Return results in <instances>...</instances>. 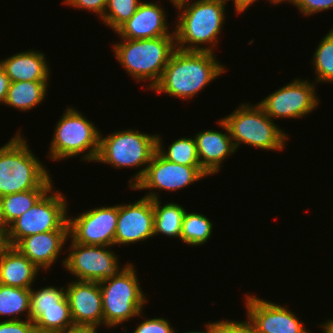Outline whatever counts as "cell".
Returning <instances> with one entry per match:
<instances>
[{"instance_id":"cell-1","label":"cell","mask_w":333,"mask_h":333,"mask_svg":"<svg viewBox=\"0 0 333 333\" xmlns=\"http://www.w3.org/2000/svg\"><path fill=\"white\" fill-rule=\"evenodd\" d=\"M213 53L176 49L164 68L160 81L152 90L183 100L192 99L195 94L226 71Z\"/></svg>"},{"instance_id":"cell-2","label":"cell","mask_w":333,"mask_h":333,"mask_svg":"<svg viewBox=\"0 0 333 333\" xmlns=\"http://www.w3.org/2000/svg\"><path fill=\"white\" fill-rule=\"evenodd\" d=\"M226 3L222 0H196L189 4V0H183L175 4L179 10L174 30L176 49L214 52L212 48L219 41L225 20ZM200 44L209 46L200 47Z\"/></svg>"},{"instance_id":"cell-3","label":"cell","mask_w":333,"mask_h":333,"mask_svg":"<svg viewBox=\"0 0 333 333\" xmlns=\"http://www.w3.org/2000/svg\"><path fill=\"white\" fill-rule=\"evenodd\" d=\"M0 147V197L53 188L49 170L32 153L21 133Z\"/></svg>"},{"instance_id":"cell-4","label":"cell","mask_w":333,"mask_h":333,"mask_svg":"<svg viewBox=\"0 0 333 333\" xmlns=\"http://www.w3.org/2000/svg\"><path fill=\"white\" fill-rule=\"evenodd\" d=\"M121 40L113 46L115 58L136 81L150 80L147 87L152 90L176 50L175 37Z\"/></svg>"},{"instance_id":"cell-5","label":"cell","mask_w":333,"mask_h":333,"mask_svg":"<svg viewBox=\"0 0 333 333\" xmlns=\"http://www.w3.org/2000/svg\"><path fill=\"white\" fill-rule=\"evenodd\" d=\"M156 151L157 134L149 135L134 129L119 130L104 138L100 135L95 162L106 163L116 168L143 166L129 181V187L133 188L144 177Z\"/></svg>"},{"instance_id":"cell-6","label":"cell","mask_w":333,"mask_h":333,"mask_svg":"<svg viewBox=\"0 0 333 333\" xmlns=\"http://www.w3.org/2000/svg\"><path fill=\"white\" fill-rule=\"evenodd\" d=\"M229 129L237 150L245 143L263 150L281 151L288 139L278 125L258 105L241 104L233 113L222 118Z\"/></svg>"},{"instance_id":"cell-7","label":"cell","mask_w":333,"mask_h":333,"mask_svg":"<svg viewBox=\"0 0 333 333\" xmlns=\"http://www.w3.org/2000/svg\"><path fill=\"white\" fill-rule=\"evenodd\" d=\"M136 274L135 266L128 262L117 276L99 282L104 326L115 327L140 316L148 300L139 286Z\"/></svg>"},{"instance_id":"cell-8","label":"cell","mask_w":333,"mask_h":333,"mask_svg":"<svg viewBox=\"0 0 333 333\" xmlns=\"http://www.w3.org/2000/svg\"><path fill=\"white\" fill-rule=\"evenodd\" d=\"M67 110L57 122L53 139L50 143L51 160H64L84 154L82 160H96L101 132L83 114L73 108ZM85 152H87L85 154Z\"/></svg>"},{"instance_id":"cell-9","label":"cell","mask_w":333,"mask_h":333,"mask_svg":"<svg viewBox=\"0 0 333 333\" xmlns=\"http://www.w3.org/2000/svg\"><path fill=\"white\" fill-rule=\"evenodd\" d=\"M66 202L64 194L50 188L28 211L9 226L12 247L22 238L30 235L54 230H69Z\"/></svg>"},{"instance_id":"cell-10","label":"cell","mask_w":333,"mask_h":333,"mask_svg":"<svg viewBox=\"0 0 333 333\" xmlns=\"http://www.w3.org/2000/svg\"><path fill=\"white\" fill-rule=\"evenodd\" d=\"M71 242L70 253L62 260V264L78 281L100 282L117 276L126 267L120 270L118 257L108 249L109 246Z\"/></svg>"},{"instance_id":"cell-11","label":"cell","mask_w":333,"mask_h":333,"mask_svg":"<svg viewBox=\"0 0 333 333\" xmlns=\"http://www.w3.org/2000/svg\"><path fill=\"white\" fill-rule=\"evenodd\" d=\"M207 176L209 174L201 166L177 164L165 159L156 151L144 177L132 189H148L150 192L144 197L155 200L159 199L158 193L151 192V189L177 191Z\"/></svg>"},{"instance_id":"cell-12","label":"cell","mask_w":333,"mask_h":333,"mask_svg":"<svg viewBox=\"0 0 333 333\" xmlns=\"http://www.w3.org/2000/svg\"><path fill=\"white\" fill-rule=\"evenodd\" d=\"M314 84L295 79L257 103L271 118H302L310 114L319 102Z\"/></svg>"},{"instance_id":"cell-13","label":"cell","mask_w":333,"mask_h":333,"mask_svg":"<svg viewBox=\"0 0 333 333\" xmlns=\"http://www.w3.org/2000/svg\"><path fill=\"white\" fill-rule=\"evenodd\" d=\"M118 205L91 209L76 218L68 216L69 238L82 245L113 246Z\"/></svg>"},{"instance_id":"cell-14","label":"cell","mask_w":333,"mask_h":333,"mask_svg":"<svg viewBox=\"0 0 333 333\" xmlns=\"http://www.w3.org/2000/svg\"><path fill=\"white\" fill-rule=\"evenodd\" d=\"M246 316L256 333H310L285 306L246 294ZM305 327V328H304Z\"/></svg>"},{"instance_id":"cell-15","label":"cell","mask_w":333,"mask_h":333,"mask_svg":"<svg viewBox=\"0 0 333 333\" xmlns=\"http://www.w3.org/2000/svg\"><path fill=\"white\" fill-rule=\"evenodd\" d=\"M154 236L153 200L143 197L133 204L118 205L115 244L143 242Z\"/></svg>"},{"instance_id":"cell-16","label":"cell","mask_w":333,"mask_h":333,"mask_svg":"<svg viewBox=\"0 0 333 333\" xmlns=\"http://www.w3.org/2000/svg\"><path fill=\"white\" fill-rule=\"evenodd\" d=\"M65 294L74 324L104 325L103 303L99 282L71 281Z\"/></svg>"},{"instance_id":"cell-17","label":"cell","mask_w":333,"mask_h":333,"mask_svg":"<svg viewBox=\"0 0 333 333\" xmlns=\"http://www.w3.org/2000/svg\"><path fill=\"white\" fill-rule=\"evenodd\" d=\"M165 11L162 6L152 2H141L135 14L115 32L122 39H149L156 37H175L169 33Z\"/></svg>"},{"instance_id":"cell-18","label":"cell","mask_w":333,"mask_h":333,"mask_svg":"<svg viewBox=\"0 0 333 333\" xmlns=\"http://www.w3.org/2000/svg\"><path fill=\"white\" fill-rule=\"evenodd\" d=\"M69 230H54L22 238L14 247L40 270H47L58 259L68 240Z\"/></svg>"},{"instance_id":"cell-19","label":"cell","mask_w":333,"mask_h":333,"mask_svg":"<svg viewBox=\"0 0 333 333\" xmlns=\"http://www.w3.org/2000/svg\"><path fill=\"white\" fill-rule=\"evenodd\" d=\"M218 123L227 133L204 130L194 136L200 165L209 175L217 173L221 163L236 151L227 125L222 119Z\"/></svg>"},{"instance_id":"cell-20","label":"cell","mask_w":333,"mask_h":333,"mask_svg":"<svg viewBox=\"0 0 333 333\" xmlns=\"http://www.w3.org/2000/svg\"><path fill=\"white\" fill-rule=\"evenodd\" d=\"M44 53L30 51L16 53L0 64L11 82L18 81H49V66Z\"/></svg>"},{"instance_id":"cell-21","label":"cell","mask_w":333,"mask_h":333,"mask_svg":"<svg viewBox=\"0 0 333 333\" xmlns=\"http://www.w3.org/2000/svg\"><path fill=\"white\" fill-rule=\"evenodd\" d=\"M39 268L15 247L0 257V284L31 289Z\"/></svg>"},{"instance_id":"cell-22","label":"cell","mask_w":333,"mask_h":333,"mask_svg":"<svg viewBox=\"0 0 333 333\" xmlns=\"http://www.w3.org/2000/svg\"><path fill=\"white\" fill-rule=\"evenodd\" d=\"M48 81H18L11 82L5 105L28 111L36 108L38 104L44 101L47 93Z\"/></svg>"},{"instance_id":"cell-23","label":"cell","mask_w":333,"mask_h":333,"mask_svg":"<svg viewBox=\"0 0 333 333\" xmlns=\"http://www.w3.org/2000/svg\"><path fill=\"white\" fill-rule=\"evenodd\" d=\"M29 319L37 333H59L74 324L66 296L60 301V308L30 309Z\"/></svg>"},{"instance_id":"cell-24","label":"cell","mask_w":333,"mask_h":333,"mask_svg":"<svg viewBox=\"0 0 333 333\" xmlns=\"http://www.w3.org/2000/svg\"><path fill=\"white\" fill-rule=\"evenodd\" d=\"M160 202L159 199L153 200L154 236L160 233L180 239L185 208L177 203H167L161 206Z\"/></svg>"},{"instance_id":"cell-25","label":"cell","mask_w":333,"mask_h":333,"mask_svg":"<svg viewBox=\"0 0 333 333\" xmlns=\"http://www.w3.org/2000/svg\"><path fill=\"white\" fill-rule=\"evenodd\" d=\"M50 189H32L1 197L3 215L9 227Z\"/></svg>"},{"instance_id":"cell-26","label":"cell","mask_w":333,"mask_h":333,"mask_svg":"<svg viewBox=\"0 0 333 333\" xmlns=\"http://www.w3.org/2000/svg\"><path fill=\"white\" fill-rule=\"evenodd\" d=\"M30 315V289L0 284V316H12L8 320H19V314ZM15 315V316H14Z\"/></svg>"},{"instance_id":"cell-27","label":"cell","mask_w":333,"mask_h":333,"mask_svg":"<svg viewBox=\"0 0 333 333\" xmlns=\"http://www.w3.org/2000/svg\"><path fill=\"white\" fill-rule=\"evenodd\" d=\"M212 222L201 213L187 211L184 214L180 240L187 245L199 246L209 240Z\"/></svg>"},{"instance_id":"cell-28","label":"cell","mask_w":333,"mask_h":333,"mask_svg":"<svg viewBox=\"0 0 333 333\" xmlns=\"http://www.w3.org/2000/svg\"><path fill=\"white\" fill-rule=\"evenodd\" d=\"M162 140L157 135V151L167 160L185 165V166H201L199 162L197 145L194 139L182 137L173 141L168 151L163 150Z\"/></svg>"},{"instance_id":"cell-29","label":"cell","mask_w":333,"mask_h":333,"mask_svg":"<svg viewBox=\"0 0 333 333\" xmlns=\"http://www.w3.org/2000/svg\"><path fill=\"white\" fill-rule=\"evenodd\" d=\"M315 82H333V28L320 41L317 50L313 54Z\"/></svg>"},{"instance_id":"cell-30","label":"cell","mask_w":333,"mask_h":333,"mask_svg":"<svg viewBox=\"0 0 333 333\" xmlns=\"http://www.w3.org/2000/svg\"><path fill=\"white\" fill-rule=\"evenodd\" d=\"M140 3L139 0H107L103 23L115 32L135 14Z\"/></svg>"},{"instance_id":"cell-31","label":"cell","mask_w":333,"mask_h":333,"mask_svg":"<svg viewBox=\"0 0 333 333\" xmlns=\"http://www.w3.org/2000/svg\"><path fill=\"white\" fill-rule=\"evenodd\" d=\"M66 296L63 287H43L39 290L30 289V309L60 308V301Z\"/></svg>"},{"instance_id":"cell-32","label":"cell","mask_w":333,"mask_h":333,"mask_svg":"<svg viewBox=\"0 0 333 333\" xmlns=\"http://www.w3.org/2000/svg\"><path fill=\"white\" fill-rule=\"evenodd\" d=\"M174 329L165 318H151L144 320L133 333H173Z\"/></svg>"},{"instance_id":"cell-33","label":"cell","mask_w":333,"mask_h":333,"mask_svg":"<svg viewBox=\"0 0 333 333\" xmlns=\"http://www.w3.org/2000/svg\"><path fill=\"white\" fill-rule=\"evenodd\" d=\"M294 6L300 10L301 14L310 16L333 8V0H296Z\"/></svg>"},{"instance_id":"cell-34","label":"cell","mask_w":333,"mask_h":333,"mask_svg":"<svg viewBox=\"0 0 333 333\" xmlns=\"http://www.w3.org/2000/svg\"><path fill=\"white\" fill-rule=\"evenodd\" d=\"M0 333H37L33 322L26 320H4L0 321Z\"/></svg>"},{"instance_id":"cell-35","label":"cell","mask_w":333,"mask_h":333,"mask_svg":"<svg viewBox=\"0 0 333 333\" xmlns=\"http://www.w3.org/2000/svg\"><path fill=\"white\" fill-rule=\"evenodd\" d=\"M64 4L70 5L71 7H75L82 9H85L86 11H92L93 13H96L99 15V17L102 19L106 5L107 0H64Z\"/></svg>"},{"instance_id":"cell-36","label":"cell","mask_w":333,"mask_h":333,"mask_svg":"<svg viewBox=\"0 0 333 333\" xmlns=\"http://www.w3.org/2000/svg\"><path fill=\"white\" fill-rule=\"evenodd\" d=\"M218 333H256L249 320L242 321H218Z\"/></svg>"},{"instance_id":"cell-37","label":"cell","mask_w":333,"mask_h":333,"mask_svg":"<svg viewBox=\"0 0 333 333\" xmlns=\"http://www.w3.org/2000/svg\"><path fill=\"white\" fill-rule=\"evenodd\" d=\"M10 83L11 81L6 74L5 69L0 64V102L2 104L6 101Z\"/></svg>"},{"instance_id":"cell-38","label":"cell","mask_w":333,"mask_h":333,"mask_svg":"<svg viewBox=\"0 0 333 333\" xmlns=\"http://www.w3.org/2000/svg\"><path fill=\"white\" fill-rule=\"evenodd\" d=\"M97 328L93 325L73 324L59 333H97Z\"/></svg>"},{"instance_id":"cell-39","label":"cell","mask_w":333,"mask_h":333,"mask_svg":"<svg viewBox=\"0 0 333 333\" xmlns=\"http://www.w3.org/2000/svg\"><path fill=\"white\" fill-rule=\"evenodd\" d=\"M12 247L9 239V227H0V257Z\"/></svg>"},{"instance_id":"cell-40","label":"cell","mask_w":333,"mask_h":333,"mask_svg":"<svg viewBox=\"0 0 333 333\" xmlns=\"http://www.w3.org/2000/svg\"><path fill=\"white\" fill-rule=\"evenodd\" d=\"M234 2V9L235 12L241 13L245 11L252 3L256 2L257 0H232Z\"/></svg>"},{"instance_id":"cell-41","label":"cell","mask_w":333,"mask_h":333,"mask_svg":"<svg viewBox=\"0 0 333 333\" xmlns=\"http://www.w3.org/2000/svg\"><path fill=\"white\" fill-rule=\"evenodd\" d=\"M206 332H200V331H189V332H184V333H218V321L212 322V323H206ZM175 333V330L174 332Z\"/></svg>"},{"instance_id":"cell-42","label":"cell","mask_w":333,"mask_h":333,"mask_svg":"<svg viewBox=\"0 0 333 333\" xmlns=\"http://www.w3.org/2000/svg\"><path fill=\"white\" fill-rule=\"evenodd\" d=\"M324 333H333V319L326 321L324 324H320Z\"/></svg>"},{"instance_id":"cell-43","label":"cell","mask_w":333,"mask_h":333,"mask_svg":"<svg viewBox=\"0 0 333 333\" xmlns=\"http://www.w3.org/2000/svg\"><path fill=\"white\" fill-rule=\"evenodd\" d=\"M0 227H8L4 220L1 197H0Z\"/></svg>"},{"instance_id":"cell-44","label":"cell","mask_w":333,"mask_h":333,"mask_svg":"<svg viewBox=\"0 0 333 333\" xmlns=\"http://www.w3.org/2000/svg\"><path fill=\"white\" fill-rule=\"evenodd\" d=\"M269 1H270L271 4L273 3L274 5L282 3L284 1H287V2L291 3L292 5H295L296 0H269Z\"/></svg>"},{"instance_id":"cell-45","label":"cell","mask_w":333,"mask_h":333,"mask_svg":"<svg viewBox=\"0 0 333 333\" xmlns=\"http://www.w3.org/2000/svg\"><path fill=\"white\" fill-rule=\"evenodd\" d=\"M170 1H171L170 3H172L173 5H175V4H177V3H179V2H181L183 0H170Z\"/></svg>"}]
</instances>
